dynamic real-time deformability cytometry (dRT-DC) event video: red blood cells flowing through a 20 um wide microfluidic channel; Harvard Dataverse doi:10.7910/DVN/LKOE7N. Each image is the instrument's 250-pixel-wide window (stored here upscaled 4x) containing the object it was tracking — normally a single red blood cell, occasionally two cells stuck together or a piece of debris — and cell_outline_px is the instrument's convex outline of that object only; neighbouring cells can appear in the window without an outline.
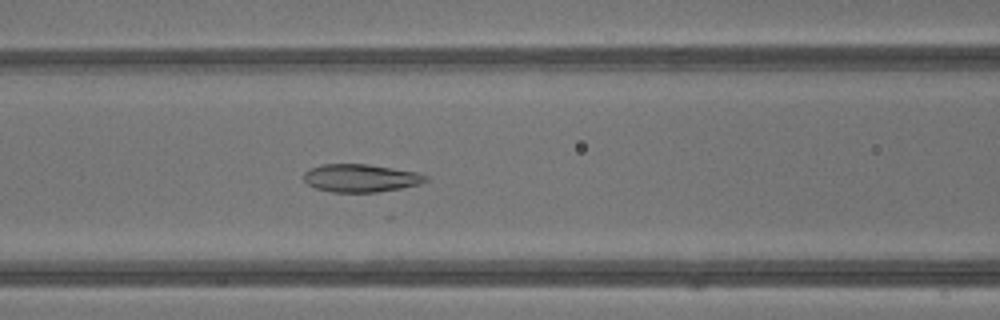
{"species": "common noctule bat (a hibernating species)", "species_latin": "Nyctalus noctula", "temperature_condition": "warm", "stored_images_in_passage": 32, "camera_frame_rate_fps": 3000, "um_per_image_px": 0.085, "animal": {"sex": "male", "body_mass_g": 13.3}, "frame": {"image": 1, "passage_image": 9, "time_ms": 2.667, "image_size_px": [1000, 320], "cell_outline_px": [[428, 180], [420, 184], [400, 188], [376, 192], [332, 192], [316, 188], [308, 184], [304, 180], [304, 172], [312, 168], [324, 164], [368, 164], [416, 172], [428, 176]], "centroid_in_image_um": [30.67, 15.14], "position_along_channel_um": 135.9, "area_um2": 19.65}}
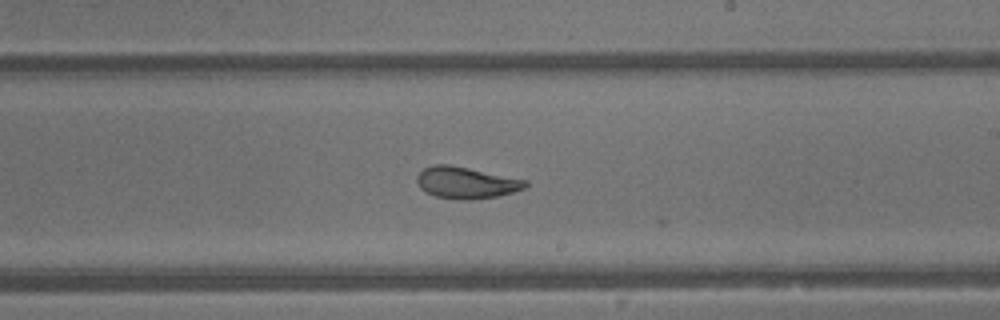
{"frame": {"image": 2, "passage_image": 16, "time_ms": 5.0, "image_size_px": [1000, 320], "cell_outline_px": [[528, 184], [524, 188], [512, 192], [496, 196], [468, 200], [460, 200], [436, 196], [424, 192], [420, 188], [416, 180], [416, 176], [424, 168], [436, 164], [448, 164], [528, 180]], "centroid_in_image_um": [39.59, 15.53], "position_along_channel_um": 249.4, "area_um2": 19.88}}
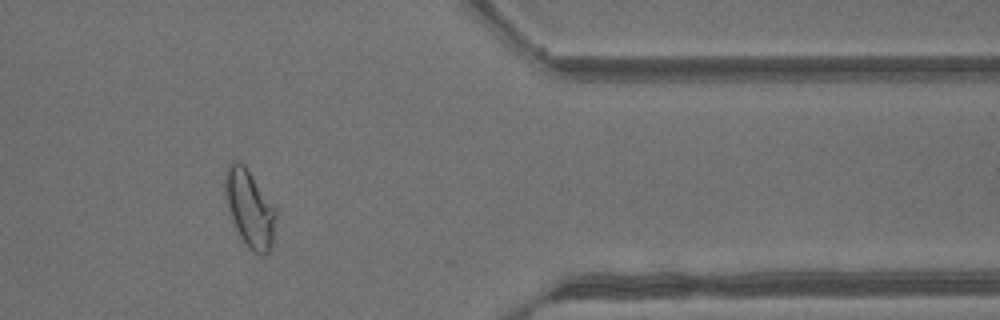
{"frame": {"image": 3, "passage_image": 26, "time_ms": 8.333, "image_size_px": [1000, 320], "cell_outline_px": [[276, 216], [272, 244], [268, 252], [264, 256], [260, 256], [252, 252], [244, 244], [232, 220], [224, 188], [224, 176], [228, 164], [232, 160], [236, 160], [244, 164], [276, 208]], "centroid_in_image_um": [21.22, 17.72], "position_along_channel_um": 390.2, "area_um2": 22.89}, "authors_computed_cell_mechanics": {"area_um2": 20.519, "velocity_mm_per_s": 4.8709, "shape_relaxation_time_tau1_ms": 6.2971, "shape_relaxation_time_tau2_ms": 1.3724, "deformation_change_tau1": 0.1892, "deformation_change_tau2": 0.0587}}